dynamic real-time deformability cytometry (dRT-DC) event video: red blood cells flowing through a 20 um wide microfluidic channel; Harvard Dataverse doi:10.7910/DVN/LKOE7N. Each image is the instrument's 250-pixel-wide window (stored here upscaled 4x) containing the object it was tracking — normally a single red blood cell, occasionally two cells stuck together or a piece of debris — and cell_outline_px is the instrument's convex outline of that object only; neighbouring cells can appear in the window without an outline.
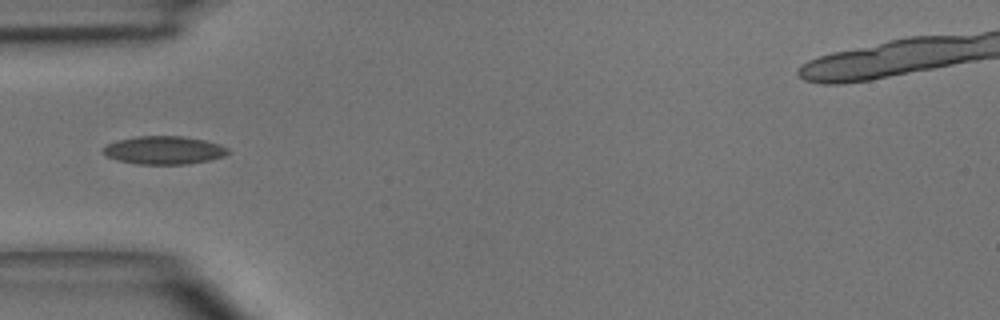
{"species": "common noctule bat (a hibernating species)", "species_latin": "Nyctalus noctula", "temperature_condition": "room temperature", "stored_images_in_passage": 7, "camera_frame_rate_fps": 3000, "um_per_image_px": 0.085, "animal": {"sex": "male", "body_mass_g": 15.6}, "frame": {"image": 1, "passage_image": 5, "time_ms": 4.667, "image_size_px": [1000, 320], "cell_outline_px": [[228, 152], [224, 156], [208, 160], [184, 164], [136, 164], [116, 160], [108, 156], [100, 148], [116, 140], [136, 136], [184, 136], [204, 140], [220, 144], [228, 148]], "centroid_in_image_um": [13.9, 12.76], "position_along_channel_um": 71.1, "area_um2": 20.46}}